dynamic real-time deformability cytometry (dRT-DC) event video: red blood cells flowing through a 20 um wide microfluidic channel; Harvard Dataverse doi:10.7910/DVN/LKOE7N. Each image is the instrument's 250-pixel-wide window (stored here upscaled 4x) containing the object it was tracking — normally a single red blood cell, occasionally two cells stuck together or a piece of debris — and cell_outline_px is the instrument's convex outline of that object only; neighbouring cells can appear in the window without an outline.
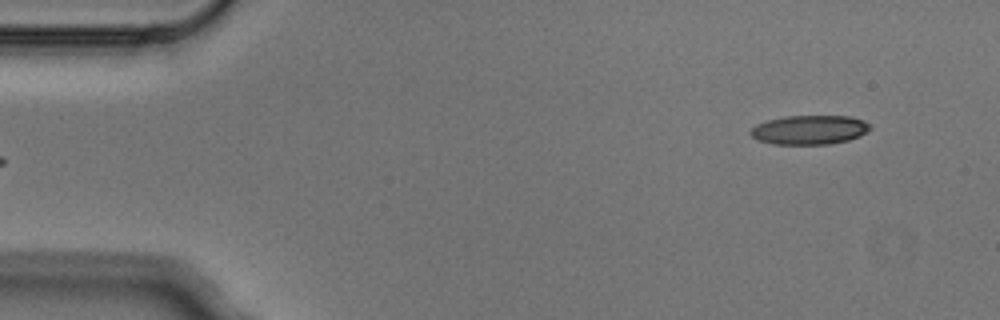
{"species": "Egyptian fruit bat (a non-hibernating species)", "species_latin": "Rousettus aegyptiacus", "temperature_condition": "cold", "stored_images_in_passage": 5, "camera_frame_rate_fps": 3000, "um_per_image_px": 0.085, "animal": {"sex": "male"}, "frame": {"image": 1, "passage_image": 5, "time_ms": 1.333, "image_size_px": [1000, 320], "cell_outline_px": [[872, 128], [860, 136], [848, 140], [828, 144], [772, 144], [756, 140], [748, 132], [756, 124], [768, 120], [784, 116], [848, 116], [864, 120], [872, 124]], "centroid_in_image_um": [68.81, 11.03], "position_along_channel_um": 16.2, "area_um2": 20.52}}